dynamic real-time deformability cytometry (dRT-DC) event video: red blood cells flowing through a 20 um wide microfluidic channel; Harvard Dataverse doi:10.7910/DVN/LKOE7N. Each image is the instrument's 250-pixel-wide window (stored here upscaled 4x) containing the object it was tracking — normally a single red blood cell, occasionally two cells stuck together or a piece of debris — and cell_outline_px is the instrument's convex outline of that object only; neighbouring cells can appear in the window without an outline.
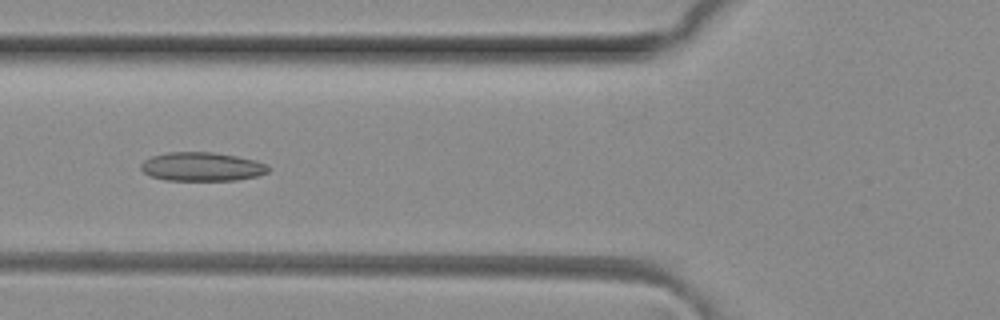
{"species": "common noctule bat (a hibernating species)", "species_latin": "Nyctalus noctula", "temperature_condition": "room temperature", "stored_images_in_passage": 5, "camera_frame_rate_fps": 3000, "um_per_image_px": 0.085, "animal": {"sex": "female", "body_mass_g": 29.2, "forearm_length_mm": 56.3}, "frame": {"image": 1, "passage_image": 5, "time_ms": 1.333, "image_size_px": [1000, 320], "cell_outline_px": [[272, 168], [268, 172], [256, 176], [236, 180], [164, 180], [152, 176], [144, 172], [140, 168], [140, 164], [144, 160], [152, 156], [168, 152], [212, 152], [236, 156], [256, 160], [268, 164]], "centroid_in_image_um": [17.19, 14.16], "position_along_channel_um": 108.6, "area_um2": 21.44}}